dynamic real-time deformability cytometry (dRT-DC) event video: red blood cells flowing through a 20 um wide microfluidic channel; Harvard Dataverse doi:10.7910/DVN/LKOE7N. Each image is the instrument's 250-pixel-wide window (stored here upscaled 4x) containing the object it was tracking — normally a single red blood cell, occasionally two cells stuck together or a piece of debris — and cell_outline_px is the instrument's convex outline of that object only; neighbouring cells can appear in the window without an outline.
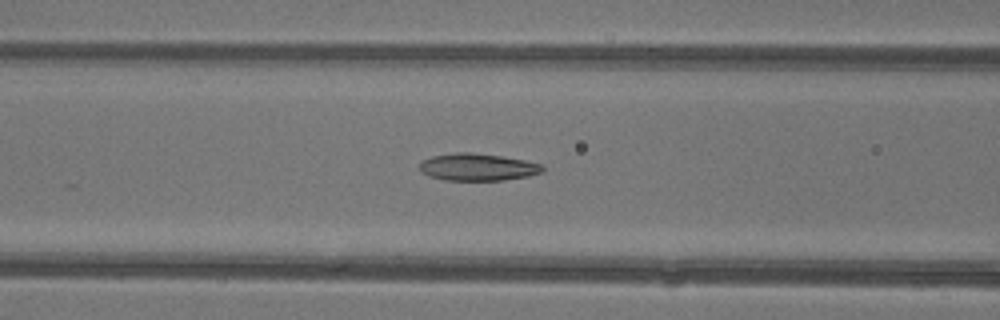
{"species": "common noctule bat (a hibernating species)", "species_latin": "Nyctalus noctula", "temperature_condition": "warm", "stored_images_in_passage": 47, "camera_frame_rate_fps": 3000, "um_per_image_px": 0.085, "animal": {"sex": "female"}, "frame": {"image": 1, "passage_image": 20, "time_ms": 6.333, "image_size_px": [1000, 320], "cell_outline_px": [[544, 168], [540, 172], [528, 176], [504, 180], [444, 180], [428, 176], [420, 172], [420, 160], [432, 156], [456, 152], [472, 152], [500, 156], [524, 160], [544, 164]], "centroid_in_image_um": [40.56, 14.2], "position_along_channel_um": 126.0, "area_um2": 19.59}}
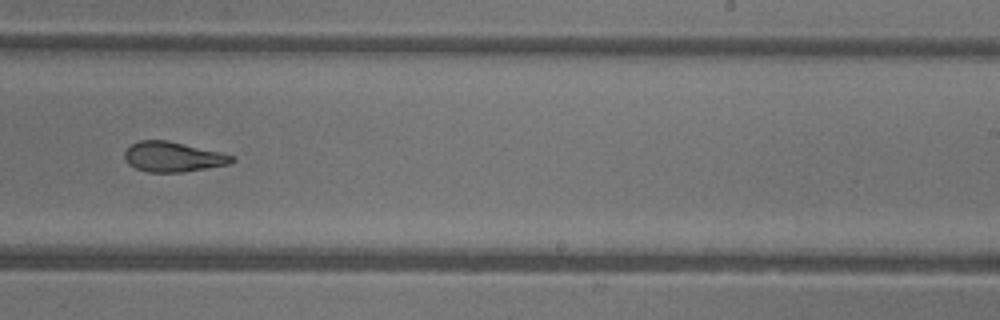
{"frame": {"image": 2, "passage_image": 30, "time_ms": 9.667, "image_size_px": [1000, 320], "cell_outline_px": [[236, 160], [228, 164], [184, 172], [148, 172], [136, 168], [128, 164], [124, 156], [124, 152], [132, 144], [140, 140], [168, 140], [220, 152], [232, 156]], "centroid_in_image_um": [14.68, 13.33], "position_along_channel_um": 274.3, "area_um2": 18.61}}
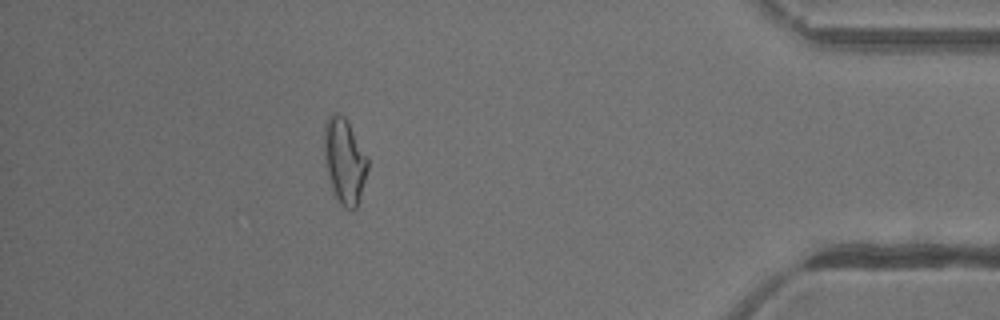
{"frame": {"image": 3, "passage_image": 42, "time_ms": 13.667, "image_size_px": [1000, 320], "cell_outline_px": [[368, 168], [356, 208], [352, 212], [344, 208], [340, 204], [332, 188], [328, 176], [324, 156], [324, 124], [328, 116], [332, 112], [336, 112], [344, 116], [368, 156]], "centroid_in_image_um": [29.27, 13.66], "position_along_channel_um": 405.9, "area_um2": 21.68}, "authors_computed_cell_mechanics": {"area_um2": 20.5768, "velocity_mm_per_s": 4.4629, "shape_relaxation_time_tau1_ms": null, "shape_relaxation_time_tau2_ms": 2.3906, "deformation_change_tau1": null, "deformation_change_tau2": 0.1073}}